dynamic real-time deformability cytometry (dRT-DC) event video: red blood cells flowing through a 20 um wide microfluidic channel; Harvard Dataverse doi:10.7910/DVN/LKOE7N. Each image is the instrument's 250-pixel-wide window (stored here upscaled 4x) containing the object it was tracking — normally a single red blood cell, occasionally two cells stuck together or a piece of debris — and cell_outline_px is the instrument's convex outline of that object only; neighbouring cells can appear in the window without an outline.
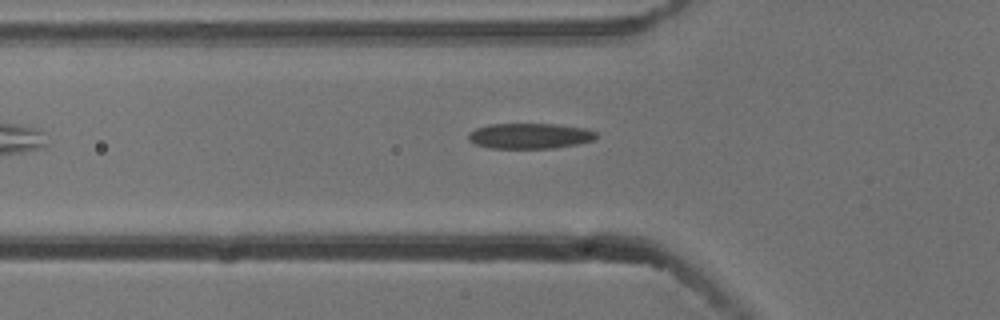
{"species": "common noctule bat (a hibernating species)", "species_latin": "Nyctalus noctula", "temperature_condition": "cold", "stored_images_in_passage": 28, "camera_frame_rate_fps": 3000, "um_per_image_px": 0.085, "animal": {"sex": "male", "body_mass_g": 13.3}, "frame": {"image": 1, "passage_image": 3, "time_ms": 0.667, "image_size_px": [1000, 320], "cell_outline_px": [[596, 140], [576, 144], [552, 148], [492, 148], [476, 144], [468, 140], [468, 136], [476, 128], [488, 124], [552, 124], [584, 128], [596, 132]], "centroid_in_image_um": [45.04, 11.55], "position_along_channel_um": 80.8, "area_um2": 18.79}}
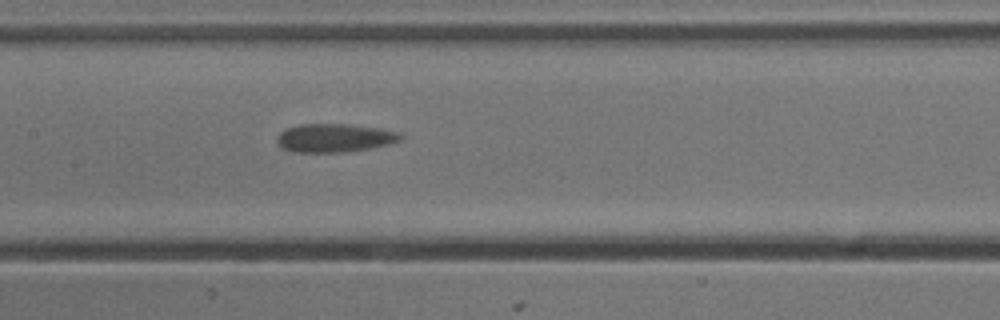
{"frame": {"image": 2, "passage_image": 11, "time_ms": 3.333, "image_size_px": [1000, 320], "cell_outline_px": [[400, 140], [368, 148], [344, 152], [296, 152], [284, 148], [276, 140], [280, 132], [288, 128], [300, 124], [348, 124], [380, 128], [396, 132], [400, 136]], "centroid_in_image_um": [28.38, 11.71], "position_along_channel_um": 179.0, "area_um2": 19.94}}
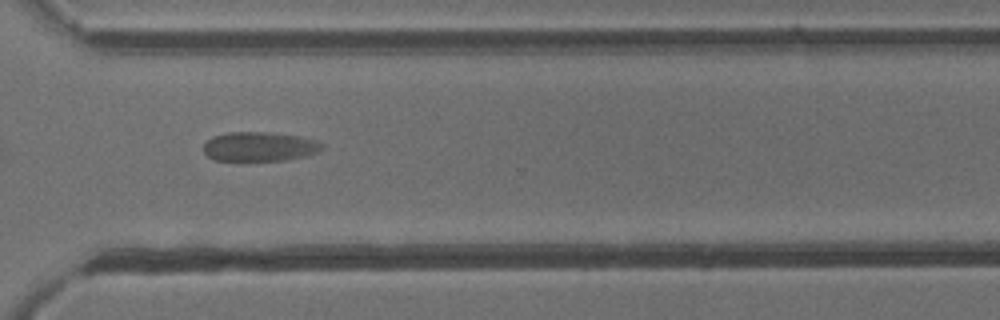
{"frame": {"image": 3, "passage_image": 25, "time_ms": 8.0, "image_size_px": [1000, 320], "cell_outline_px": [[324, 148], [316, 152], [304, 156], [284, 160], [216, 160], [208, 156], [204, 152], [204, 144], [212, 136], [228, 132], [260, 132], [296, 136], [312, 140], [320, 144]], "centroid_in_image_um": [21.98, 12.46], "position_along_channel_um": 348.6, "area_um2": 19.71}, "authors_computed_cell_mechanics": {"area_um2": 19.5075, "velocity_mm_per_s": 3.6439, "shape_relaxation_time_tau1_ms": 2.6594, "shape_relaxation_time_tau2_ms": null, "deformation_change_tau1": 0.0684, "deformation_change_tau2": null}}